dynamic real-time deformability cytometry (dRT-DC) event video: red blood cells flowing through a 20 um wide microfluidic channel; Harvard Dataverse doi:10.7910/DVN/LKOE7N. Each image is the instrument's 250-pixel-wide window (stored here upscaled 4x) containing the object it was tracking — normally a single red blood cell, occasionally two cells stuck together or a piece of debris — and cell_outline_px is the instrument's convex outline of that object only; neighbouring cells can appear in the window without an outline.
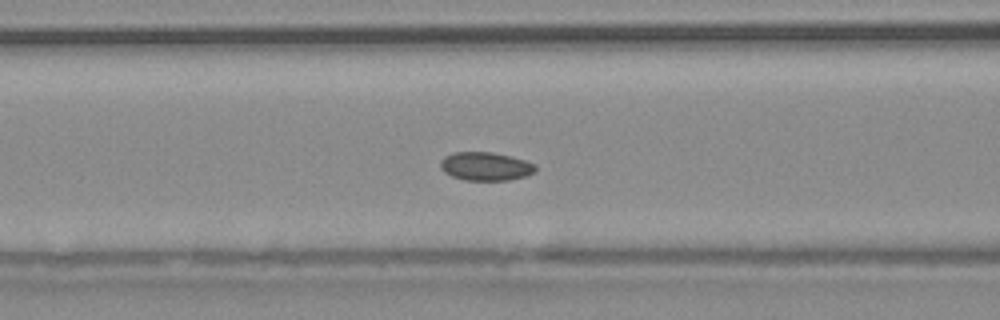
{"species": "common noctule bat (a hibernating species)", "species_latin": "Nyctalus noctula", "temperature_condition": "warm", "stored_images_in_passage": 47, "camera_frame_rate_fps": 3000, "um_per_image_px": 0.085, "animal": {"sex": "male", "body_mass_g": 20.4}, "frame": {"image": 1, "passage_image": 23, "time_ms": 7.333, "image_size_px": [1000, 320], "cell_outline_px": [[536, 168], [532, 172], [524, 176], [508, 180], [464, 180], [452, 176], [444, 172], [440, 168], [440, 160], [444, 156], [452, 152], [492, 152], [524, 160], [536, 164]], "centroid_in_image_um": [41.21, 14.13], "position_along_channel_um": 125.4, "area_um2": 15.66}}
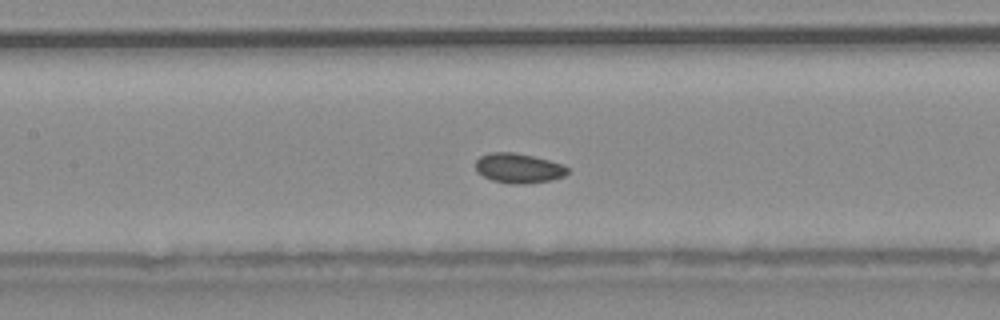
{"frame": {"image": 2, "passage_image": 26, "time_ms": 8.333, "image_size_px": [1000, 320], "cell_outline_px": [[568, 172], [564, 176], [552, 180], [524, 184], [512, 184], [492, 180], [476, 172], [476, 160], [480, 156], [492, 152], [516, 152], [564, 164], [568, 168]], "centroid_in_image_um": [44.08, 14.29], "position_along_channel_um": 163.3, "area_um2": 16.01}}
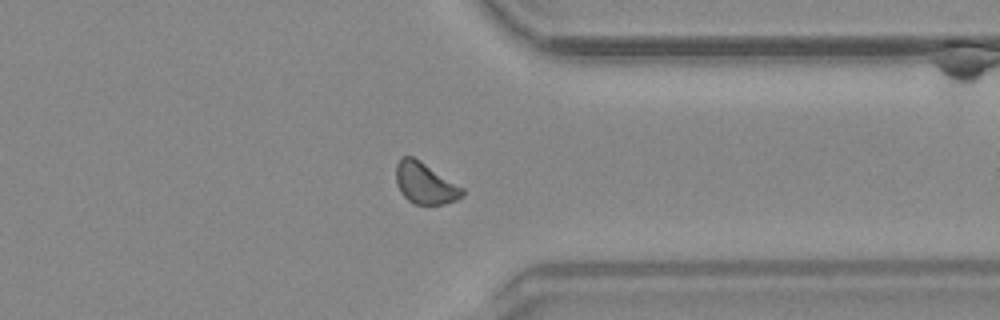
{"frame": {"image": 3, "passage_image": 43, "time_ms": 14.0, "image_size_px": [1000, 320], "cell_outline_px": [[464, 196], [456, 200], [444, 204], [424, 208], [408, 200], [400, 192], [396, 184], [396, 164], [400, 156], [412, 156], [420, 160], [464, 188]], "centroid_in_image_um": [36.13, 15.61], "position_along_channel_um": 375.3, "area_um2": 16.47}, "authors_computed_cell_mechanics": {"area_um2": 16.0684, "velocity_mm_per_s": 3.789, "shape_relaxation_time_tau1_ms": null, "shape_relaxation_time_tau2_ms": 6.8083, "deformation_change_tau1": null, "deformation_change_tau2": 0.093}}